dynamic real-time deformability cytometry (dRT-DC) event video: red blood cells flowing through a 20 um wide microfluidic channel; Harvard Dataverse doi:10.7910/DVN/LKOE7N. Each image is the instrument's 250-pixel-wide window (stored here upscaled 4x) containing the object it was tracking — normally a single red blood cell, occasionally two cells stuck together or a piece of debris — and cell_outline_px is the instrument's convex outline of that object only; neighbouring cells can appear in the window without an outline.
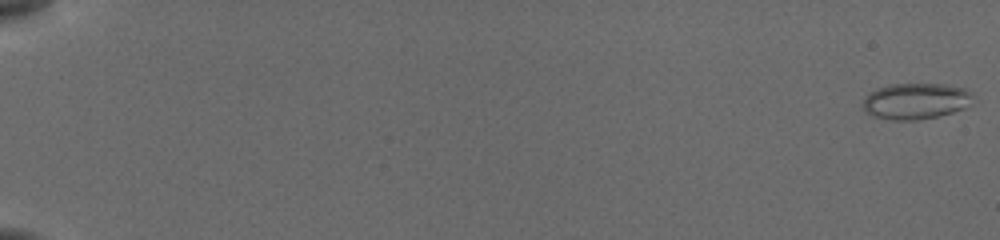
{"species": "common noctule bat (a hibernating species)", "species_latin": "Nyctalus noctula", "temperature_condition": "cold", "stored_images_in_passage": 56, "camera_frame_rate_fps": 3000, "um_per_image_px": 0.085, "animal": {"sex": "female", "body_mass_g": 19.5, "forearm_length_mm": 54.1}, "frame": {"image": 1, "passage_image": 1, "time_ms": 0.0, "image_size_px": [1000, 240], "cell_outline_px": [[972, 96], [964, 108], [952, 112], [936, 116], [916, 120], [896, 120], [876, 116], [868, 112], [864, 108], [864, 100], [868, 92], [888, 84], [944, 84], [964, 88], [972, 92]], "centroid_in_image_um": [77.83, 8.57], "position_along_channel_um": 7.2, "area_um2": 22.72}}
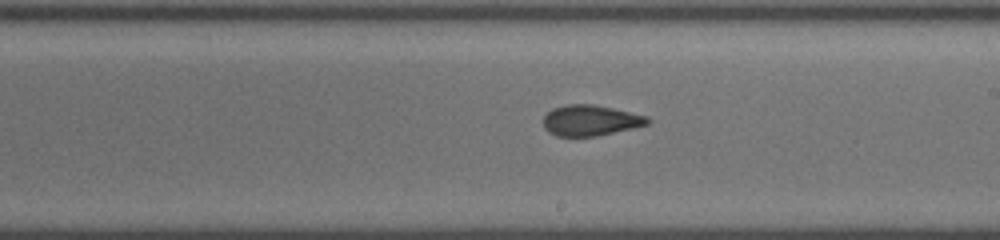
{"frame": {"image": 2, "passage_image": 35, "time_ms": 11.333, "image_size_px": [1000, 240], "cell_outline_px": [[652, 120], [648, 124], [632, 128], [596, 136], [556, 136], [548, 132], [544, 128], [544, 116], [552, 108], [568, 104], [592, 104], [612, 108], [648, 116]], "centroid_in_image_um": [50.18, 10.23], "position_along_channel_um": 238.8, "area_um2": 18.61}}
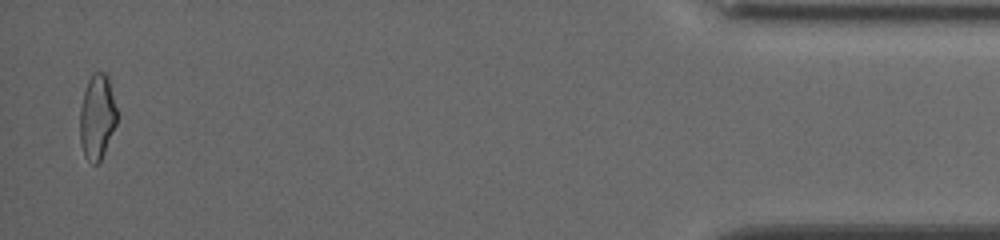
{"frame": {"image": 3, "passage_image": 55, "time_ms": 18.0, "image_size_px": [1000, 240], "cell_outline_px": [[116, 124], [104, 152], [100, 160], [96, 164], [92, 164], [84, 156], [80, 144], [80, 108], [84, 92], [88, 80], [92, 72], [104, 72], [108, 76], [116, 108]], "centroid_in_image_um": [8.24, 9.93], "position_along_channel_um": 427.0, "area_um2": 18.21}, "authors_computed_cell_mechanics": {"area_um2": 19.5075, "velocity_mm_per_s": 3.8807, "shape_relaxation_time_tau1_ms": null, "shape_relaxation_time_tau2_ms": 1.6759, "deformation_change_tau1": null, "deformation_change_tau2": 0.0775}}